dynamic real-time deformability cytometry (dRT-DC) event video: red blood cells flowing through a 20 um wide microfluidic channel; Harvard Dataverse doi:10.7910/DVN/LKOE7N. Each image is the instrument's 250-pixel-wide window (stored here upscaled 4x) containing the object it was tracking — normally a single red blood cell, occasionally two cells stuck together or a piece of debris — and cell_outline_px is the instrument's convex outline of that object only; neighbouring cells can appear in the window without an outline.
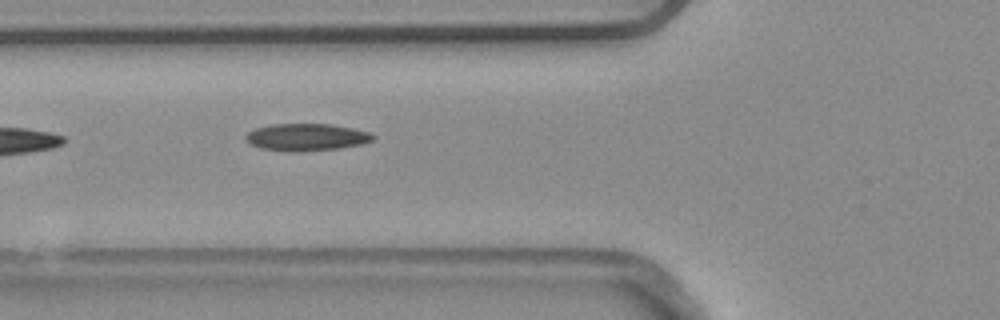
{"species": "common noctule bat (a hibernating species)", "species_latin": "Nyctalus noctula", "temperature_condition": "warm", "stored_images_in_passage": 6, "camera_frame_rate_fps": 3000, "um_per_image_px": 0.085, "animal": {"sex": "male", "body_mass_g": 20.4}, "frame": {"image": 1, "passage_image": 6, "time_ms": 1.667, "image_size_px": [1000, 320], "cell_outline_px": [[376, 136], [372, 140], [360, 144], [340, 148], [300, 152], [292, 152], [260, 148], [244, 140], [244, 136], [248, 132], [256, 128], [272, 124], [332, 124], [352, 128], [368, 132]], "centroid_in_image_um": [26.02, 11.66], "position_along_channel_um": 99.8, "area_um2": 20.17}}